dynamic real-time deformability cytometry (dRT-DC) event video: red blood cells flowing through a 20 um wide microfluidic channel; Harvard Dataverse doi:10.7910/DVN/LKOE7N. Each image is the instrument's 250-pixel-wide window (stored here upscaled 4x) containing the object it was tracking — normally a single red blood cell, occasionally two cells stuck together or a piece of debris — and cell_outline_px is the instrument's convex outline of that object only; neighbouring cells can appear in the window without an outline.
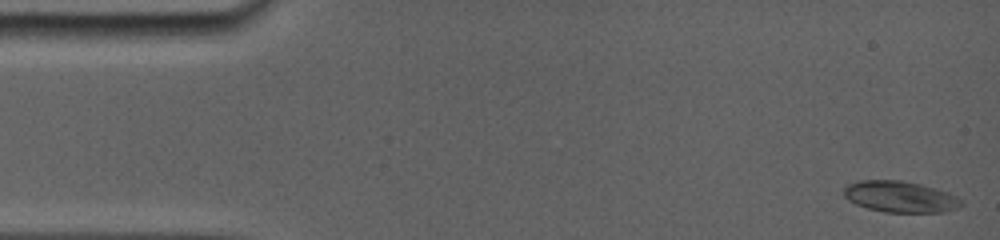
{"species": "common noctule bat (a hibernating species)", "species_latin": "Nyctalus noctula", "temperature_condition": "room temperature", "stored_images_in_passage": 48, "camera_frame_rate_fps": 5000, "um_per_image_px": 0.085, "animal": {"sex": "female", "body_mass_g": 19.0, "forearm_length_mm": 56.7}, "frame": {"image": 1, "passage_image": 1, "time_ms": 0.0, "image_size_px": [1000, 240], "cell_outline_px": [[964, 204], [960, 208], [944, 212], [884, 212], [868, 208], [856, 204], [848, 200], [844, 196], [844, 188], [848, 184], [864, 180], [896, 180], [916, 184], [932, 188], [944, 192], [960, 200]], "centroid_in_image_um": [76.47, 16.74], "position_along_channel_um": 8.5, "area_um2": 20.87}}
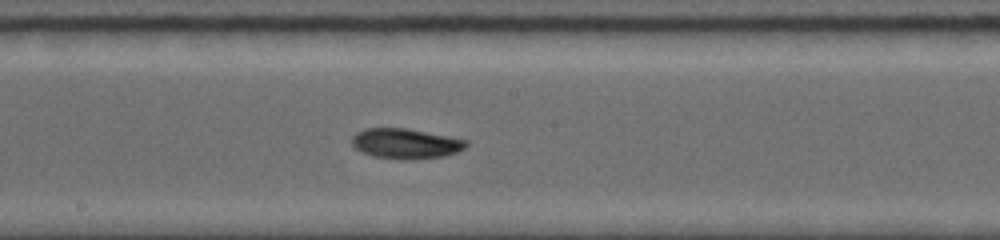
{"frame": {"image": 2, "passage_image": 26, "time_ms": 8.4, "image_size_px": [1000, 240], "cell_outline_px": [[468, 144], [464, 148], [456, 152], [444, 156], [372, 156], [356, 148], [352, 144], [352, 136], [368, 128], [404, 128], [464, 140]], "centroid_in_image_um": [34.44, 12.15], "position_along_channel_um": 213.8, "area_um2": 18.44}}
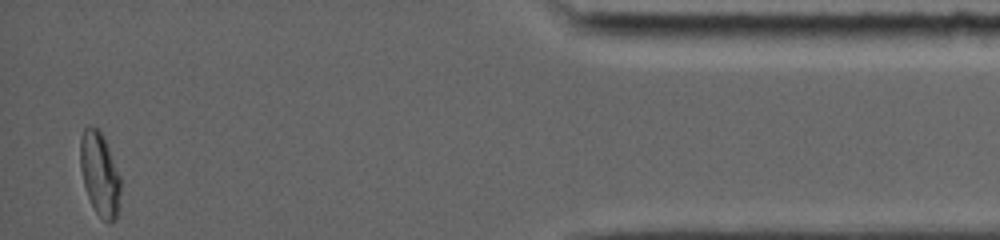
{"frame": {"image": 3, "passage_image": 48, "time_ms": 15.4, "image_size_px": [1000, 240], "cell_outline_px": [[120, 192], [116, 216], [108, 224], [96, 212], [88, 196], [84, 184], [80, 168], [80, 140], [84, 128], [88, 124], [100, 128], [120, 176]], "centroid_in_image_um": [8.46, 14.72], "position_along_channel_um": 426.7, "area_um2": 19.48}, "authors_computed_cell_mechanics": {"area_um2": 19.4786, "velocity_mm_per_s": 3.8411, "shape_relaxation_time_tau1_ms": 11.124, "shape_relaxation_time_tau2_ms": 3.0287, "deformation_change_tau1": 0.2962, "deformation_change_tau2": 0.0604}}